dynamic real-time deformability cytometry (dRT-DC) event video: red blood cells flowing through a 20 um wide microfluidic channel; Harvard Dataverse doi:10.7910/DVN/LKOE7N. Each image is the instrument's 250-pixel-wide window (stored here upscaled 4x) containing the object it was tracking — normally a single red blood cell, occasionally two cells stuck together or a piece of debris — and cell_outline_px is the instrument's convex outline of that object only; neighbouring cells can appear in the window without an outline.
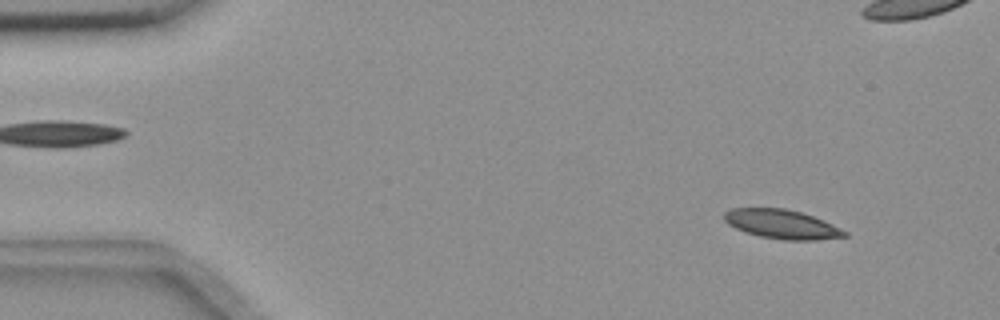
{"species": "common noctule bat (a hibernating species)", "species_latin": "Nyctalus noctula", "temperature_condition": "room temperature", "stored_images_in_passage": 56, "camera_frame_rate_fps": 3000, "um_per_image_px": 0.085, "animal": {"sex": "female", "body_mass_g": 18.4}, "frame": {"image": 1, "passage_image": 5, "time_ms": 1.333, "image_size_px": [1000, 320], "cell_outline_px": [[848, 236], [816, 240], [784, 240], [760, 236], [744, 232], [728, 224], [724, 220], [724, 212], [732, 208], [784, 208], [800, 212], [824, 220], [848, 232]], "centroid_in_image_um": [66.45, 19.06], "position_along_channel_um": 18.5, "area_um2": 20.4}}
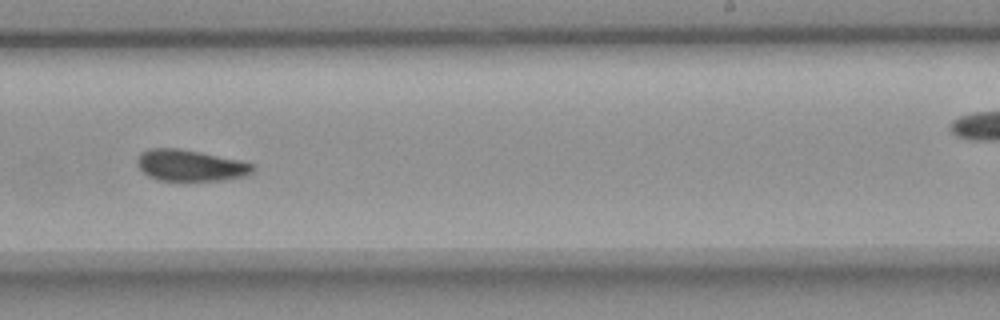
{"frame": {"image": 2, "passage_image": 34, "time_ms": 11.0, "image_size_px": [1000, 320], "cell_outline_px": [[252, 172], [248, 176], [224, 180], [184, 184], [156, 180], [148, 176], [136, 164], [136, 160], [140, 152], [152, 148], [176, 148], [240, 160], [252, 164]], "centroid_in_image_um": [16.14, 14.13], "position_along_channel_um": 272.9, "area_um2": 21.91}}
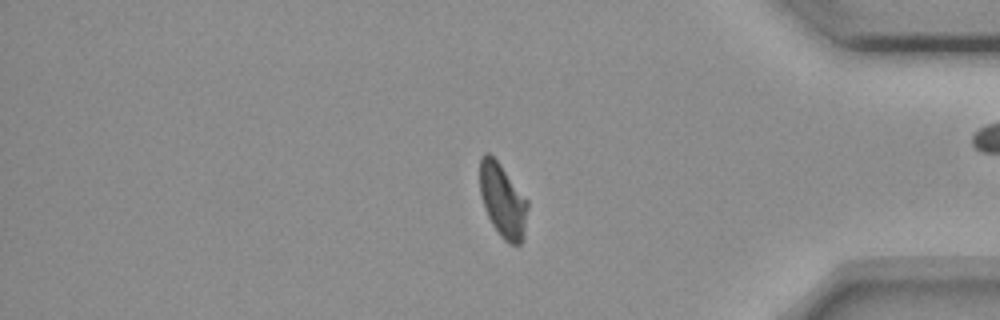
{"frame": {"image": 3, "passage_image": 46, "time_ms": 15.0, "image_size_px": [1000, 320], "cell_outline_px": [[528, 208], [524, 240], [520, 244], [508, 244], [500, 236], [492, 224], [484, 208], [480, 196], [480, 156], [484, 152], [488, 152], [500, 164], [528, 200]], "centroid_in_image_um": [42.73, 17.06], "position_along_channel_um": 392.5, "area_um2": 20.75}, "authors_computed_cell_mechanics": {"area_um2": 21.1548, "velocity_mm_per_s": 3.6078, "shape_relaxation_time_tau1_ms": null, "shape_relaxation_time_tau2_ms": 5.6429, "deformation_change_tau1": null, "deformation_change_tau2": 0.0815}}